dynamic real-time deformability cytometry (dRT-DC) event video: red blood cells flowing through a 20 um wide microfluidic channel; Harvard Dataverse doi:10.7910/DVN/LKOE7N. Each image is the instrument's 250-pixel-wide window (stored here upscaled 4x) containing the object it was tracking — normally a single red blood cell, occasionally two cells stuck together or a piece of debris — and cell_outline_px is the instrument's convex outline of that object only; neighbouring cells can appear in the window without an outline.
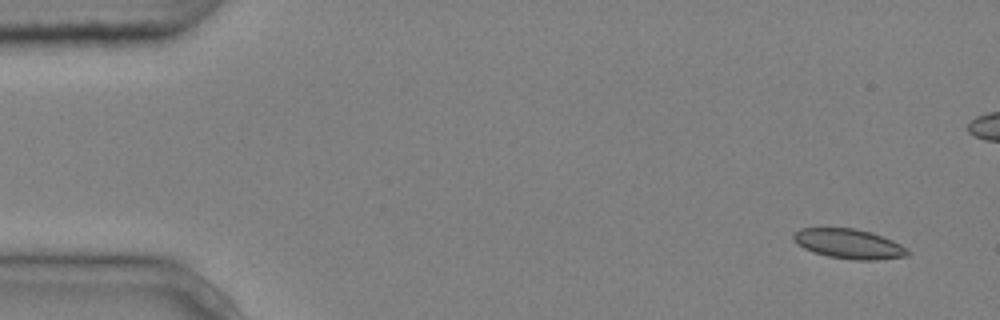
{"species": "common noctule bat (a hibernating species)", "species_latin": "Nyctalus noctula", "temperature_condition": "cold", "stored_images_in_passage": 7, "camera_frame_rate_fps": 3000, "um_per_image_px": 0.085, "animal": {"sex": "male", "body_mass_g": 20.4}, "frame": {"image": 1, "passage_image": 1, "time_ms": 0.0, "image_size_px": [1000, 320], "cell_outline_px": [[912, 252], [908, 256], [876, 260], [856, 260], [828, 256], [812, 252], [804, 248], [792, 240], [792, 232], [800, 228], [852, 228], [872, 232], [892, 240], [900, 244]], "centroid_in_image_um": [72.14, 20.72], "position_along_channel_um": 12.9, "area_um2": 19.94}}
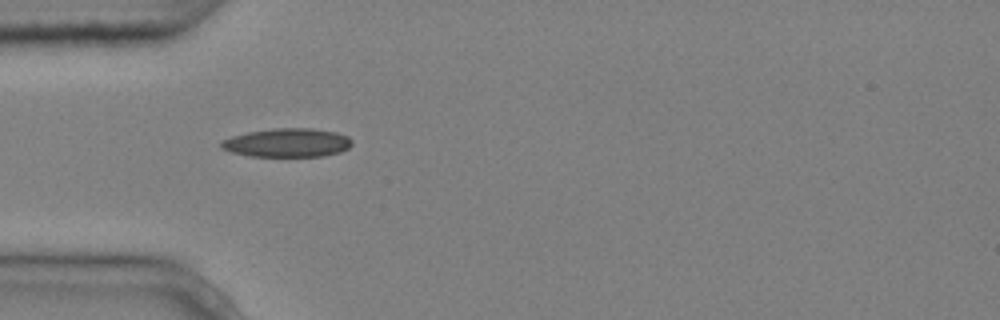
{"frame": {"image": 2, "passage_image": 6, "time_ms": 1.667, "image_size_px": [1000, 320], "cell_outline_px": [[352, 144], [348, 148], [340, 152], [324, 156], [248, 156], [232, 152], [220, 148], [220, 140], [232, 136], [248, 132], [272, 128], [312, 128], [336, 132], [348, 136], [352, 140]], "centroid_in_image_um": [24.41, 12.13], "position_along_channel_um": 60.6, "area_um2": 22.02}}
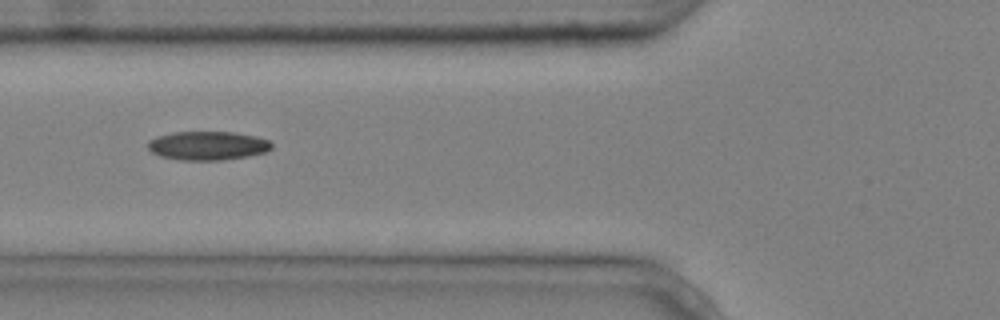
{"frame": {"image": 3, "passage_image": 7, "time_ms": 2.0, "image_size_px": [1000, 320], "cell_outline_px": [[272, 148], [264, 152], [248, 156], [224, 160], [180, 160], [160, 156], [152, 152], [148, 148], [148, 140], [156, 136], [172, 132], [232, 132], [256, 136], [268, 140], [272, 144]], "centroid_in_image_um": [17.63, 12.38], "position_along_channel_um": 108.2, "area_um2": 20.81}}